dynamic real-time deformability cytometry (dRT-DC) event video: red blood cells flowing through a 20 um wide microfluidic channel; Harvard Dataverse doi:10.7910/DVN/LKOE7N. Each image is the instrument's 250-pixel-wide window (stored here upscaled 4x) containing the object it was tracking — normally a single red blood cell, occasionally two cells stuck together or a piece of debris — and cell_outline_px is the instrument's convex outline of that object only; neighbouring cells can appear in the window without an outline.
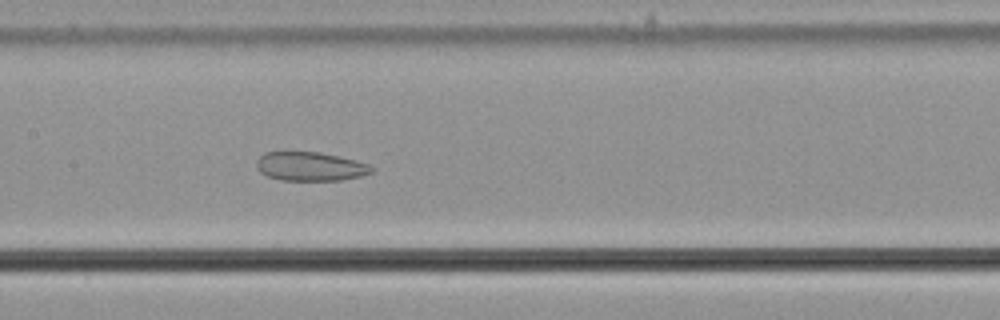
{"species": "common noctule bat (a hibernating species)", "species_latin": "Nyctalus noctula", "temperature_condition": "cold", "stored_images_in_passage": 45, "camera_frame_rate_fps": 3000, "um_per_image_px": 0.085, "animal": {"sex": "male", "body_mass_g": 21.5, "forearm_length_mm": 52.0}, "frame": {"image": 1, "passage_image": 16, "time_ms": 5.0, "image_size_px": [1000, 320], "cell_outline_px": [[376, 168], [372, 172], [360, 176], [340, 180], [280, 180], [268, 176], [260, 172], [256, 168], [256, 160], [264, 152], [284, 148], [320, 152], [356, 160], [368, 164]], "centroid_in_image_um": [26.29, 14.09], "position_along_channel_um": 181.1, "area_um2": 20.23}}
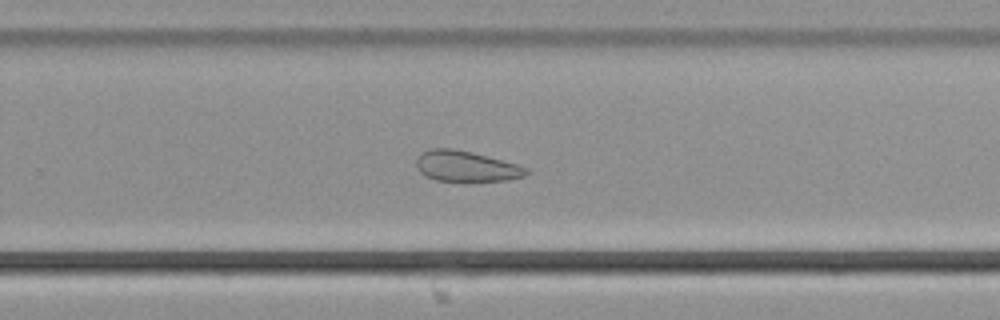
{"frame": {"image": 2, "passage_image": 25, "time_ms": 8.0, "image_size_px": [1000, 320], "cell_outline_px": [[532, 172], [524, 176], [508, 180], [468, 184], [436, 180], [420, 172], [416, 164], [416, 160], [424, 152], [432, 148], [452, 148], [472, 152], [516, 164], [528, 168]], "centroid_in_image_um": [39.68, 14.19], "position_along_channel_um": 290.1, "area_um2": 20.23}}
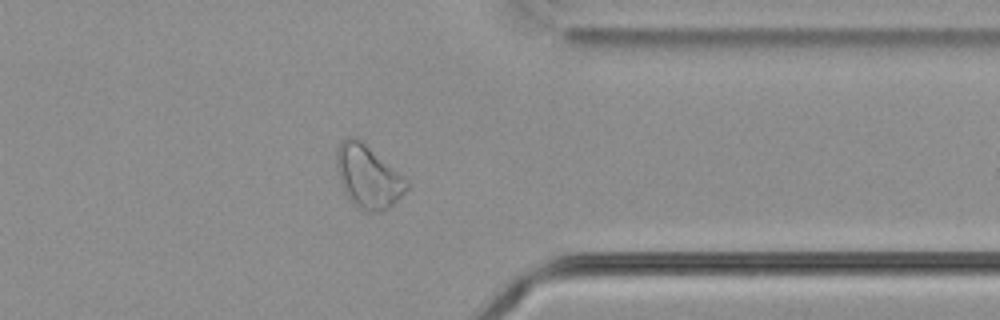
{"frame": {"image": 3, "passage_image": 33, "time_ms": 10.667, "image_size_px": [1000, 320], "cell_outline_px": [[408, 188], [388, 208], [380, 212], [368, 212], [352, 204], [344, 192], [340, 180], [336, 164], [336, 148], [348, 136], [352, 136], [360, 140], [408, 180]], "centroid_in_image_um": [31.26, 15.03], "position_along_channel_um": 380.1, "area_um2": 25.26}}